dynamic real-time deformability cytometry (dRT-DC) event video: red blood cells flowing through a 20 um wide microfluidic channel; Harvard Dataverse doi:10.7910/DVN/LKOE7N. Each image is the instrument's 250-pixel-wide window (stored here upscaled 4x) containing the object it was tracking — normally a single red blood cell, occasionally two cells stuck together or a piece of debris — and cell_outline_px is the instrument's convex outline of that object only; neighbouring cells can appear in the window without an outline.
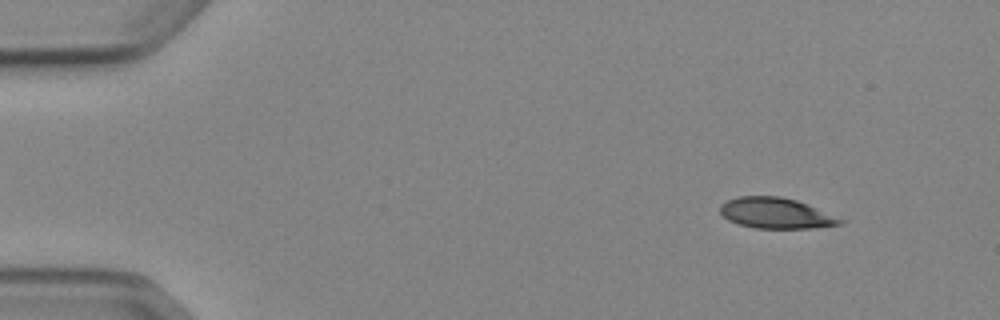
{"species": "Egyptian fruit bat (a non-hibernating species)", "species_latin": "Rousettus aegyptiacus", "temperature_condition": "cold", "stored_images_in_passage": 5, "camera_frame_rate_fps": 3000, "um_per_image_px": 0.085, "animal": {"sex": "female"}, "frame": {"image": 1, "passage_image": 1, "time_ms": 0.0, "image_size_px": [1000, 320], "cell_outline_px": [[844, 224], [812, 228], [752, 228], [728, 220], [720, 212], [720, 204], [736, 196], [780, 196], [796, 200], [808, 204], [844, 220]], "centroid_in_image_um": [65.94, 18.12], "position_along_channel_um": 19.1, "area_um2": 21.44}}
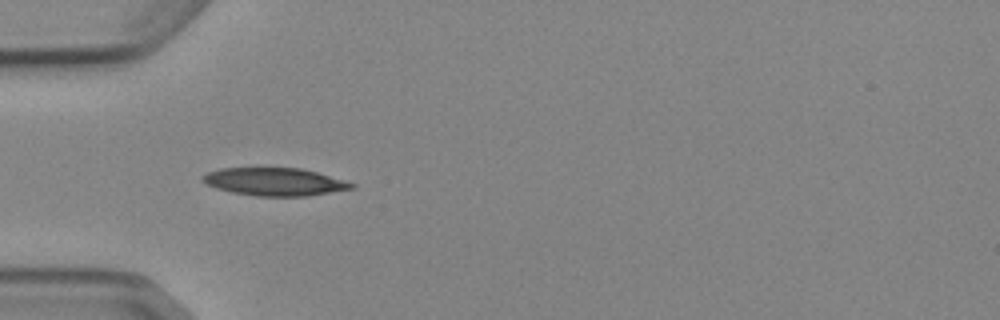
{"frame": {"image": 2, "passage_image": 4, "time_ms": 3.667, "image_size_px": [1000, 320], "cell_outline_px": [[356, 188], [308, 196], [256, 196], [232, 192], [216, 188], [200, 180], [200, 176], [208, 172], [220, 168], [300, 168], [316, 172], [344, 180], [356, 184]], "centroid_in_image_um": [23.34, 15.45], "position_along_channel_um": 61.7, "area_um2": 24.16}}
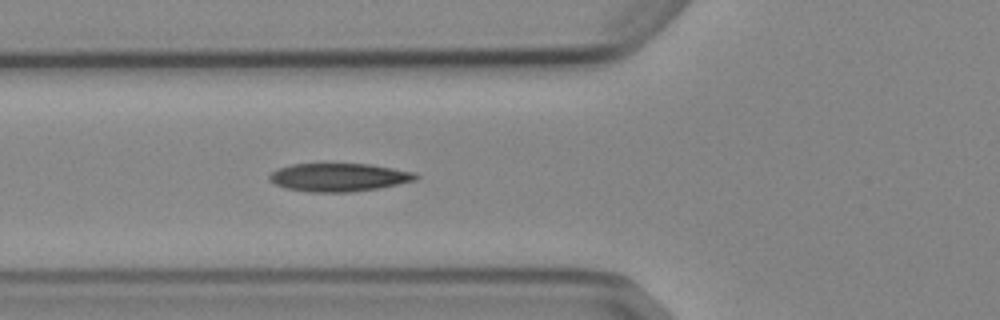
{"frame": {"image": 3, "passage_image": 5, "time_ms": 4.667, "image_size_px": [1000, 320], "cell_outline_px": [[420, 176], [416, 180], [380, 188], [352, 192], [312, 192], [284, 188], [268, 180], [268, 176], [276, 168], [292, 164], [368, 164], [416, 172]], "centroid_in_image_um": [28.8, 15.07], "position_along_channel_um": 97.0, "area_um2": 24.16}}